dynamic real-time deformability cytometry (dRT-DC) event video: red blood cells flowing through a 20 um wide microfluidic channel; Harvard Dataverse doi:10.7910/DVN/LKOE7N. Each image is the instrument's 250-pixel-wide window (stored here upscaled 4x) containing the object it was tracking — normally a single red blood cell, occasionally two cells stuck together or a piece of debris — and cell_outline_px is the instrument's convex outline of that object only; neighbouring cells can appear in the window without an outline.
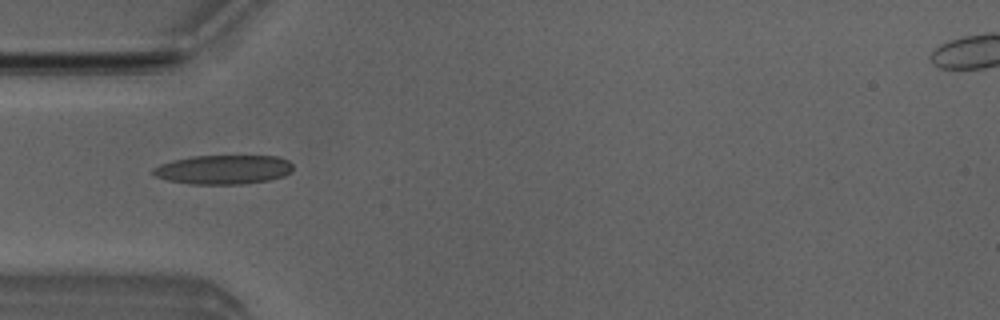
{"species": "Egyptian fruit bat (a non-hibernating species)", "species_latin": "Rousettus aegyptiacus", "temperature_condition": "room temperature", "stored_images_in_passage": 51, "camera_frame_rate_fps": 3000, "um_per_image_px": 0.085, "animal": {"sex": "male"}, "frame": {"image": 1, "passage_image": 16, "time_ms": 5.0, "image_size_px": [1000, 320], "cell_outline_px": [[292, 172], [284, 176], [268, 180], [244, 184], [192, 184], [168, 180], [156, 176], [152, 172], [152, 168], [160, 164], [172, 160], [192, 156], [280, 156], [288, 160], [292, 164]], "centroid_in_image_um": [19.01, 14.41], "position_along_channel_um": 66.0, "area_um2": 23.87}}
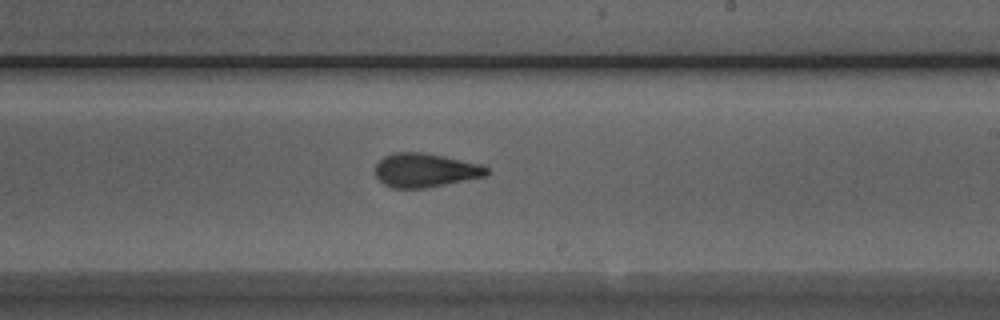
{"frame": {"image": 2, "passage_image": 30, "time_ms": 9.667, "image_size_px": [1000, 320], "cell_outline_px": [[488, 176], [424, 188], [392, 188], [384, 184], [376, 176], [376, 164], [384, 156], [392, 152], [420, 152], [444, 156], [480, 164], [488, 168]], "centroid_in_image_um": [36.14, 14.47], "position_along_channel_um": 252.9, "area_um2": 21.96}}
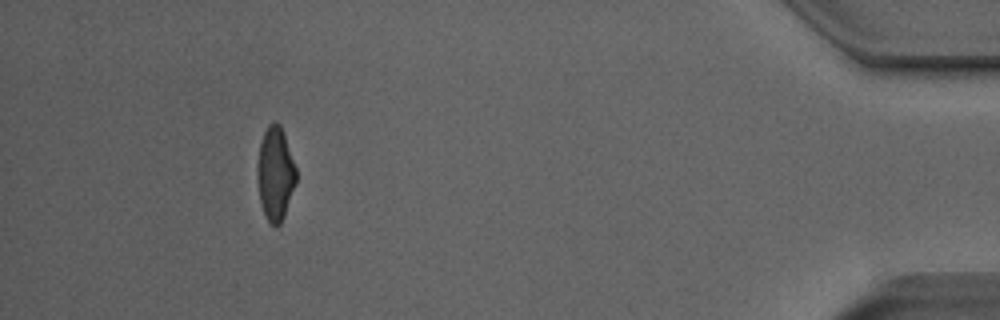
{"frame": {"image": 3, "passage_image": 47, "time_ms": 15.333, "image_size_px": [1000, 320], "cell_outline_px": [[296, 184], [284, 216], [280, 224], [276, 228], [268, 220], [264, 212], [260, 200], [256, 176], [256, 164], [260, 144], [264, 132], [268, 124], [280, 124], [296, 168]], "centroid_in_image_um": [23.39, 14.79], "position_along_channel_um": 411.8, "area_um2": 21.04}, "authors_computed_cell_mechanics": {"area_um2": 21.7328, "velocity_mm_per_s": 4.0012, "shape_relaxation_time_tau1_ms": 5.8223, "shape_relaxation_time_tau2_ms": 1.9942, "deformation_change_tau1": 0.2042, "deformation_change_tau2": 0.0839}}